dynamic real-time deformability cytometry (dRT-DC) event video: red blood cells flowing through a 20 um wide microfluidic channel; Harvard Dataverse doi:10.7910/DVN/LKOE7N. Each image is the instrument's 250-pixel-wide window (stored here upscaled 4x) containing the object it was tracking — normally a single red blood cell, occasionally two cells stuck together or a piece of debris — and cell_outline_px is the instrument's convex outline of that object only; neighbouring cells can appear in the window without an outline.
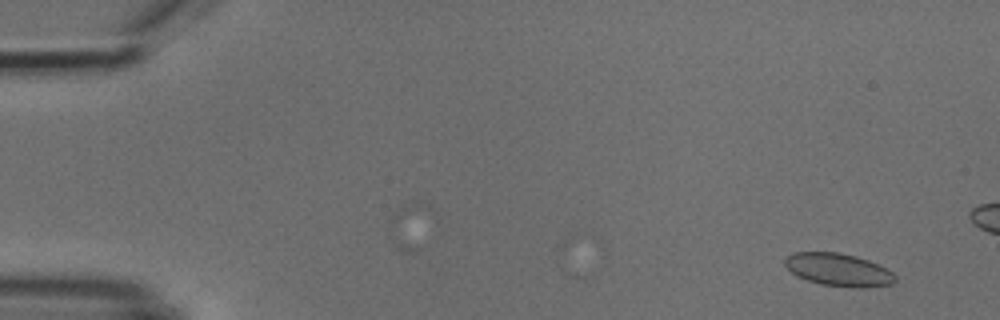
{"species": "common noctule bat (a hibernating species)", "species_latin": "Nyctalus noctula", "temperature_condition": "cold", "stored_images_in_passage": 5, "camera_frame_rate_fps": 3000, "um_per_image_px": 0.085, "animal": {"sex": "male", "body_mass_g": 18.8}, "frame": {"image": 1, "passage_image": 1, "time_ms": 0.0, "image_size_px": [1000, 320], "cell_outline_px": [[896, 280], [892, 284], [868, 288], [852, 288], [820, 284], [796, 276], [784, 264], [784, 260], [792, 252], [840, 252], [856, 256], [868, 260], [888, 268], [896, 276]], "centroid_in_image_um": [71.3, 22.93], "position_along_channel_um": 13.7, "area_um2": 21.33}}